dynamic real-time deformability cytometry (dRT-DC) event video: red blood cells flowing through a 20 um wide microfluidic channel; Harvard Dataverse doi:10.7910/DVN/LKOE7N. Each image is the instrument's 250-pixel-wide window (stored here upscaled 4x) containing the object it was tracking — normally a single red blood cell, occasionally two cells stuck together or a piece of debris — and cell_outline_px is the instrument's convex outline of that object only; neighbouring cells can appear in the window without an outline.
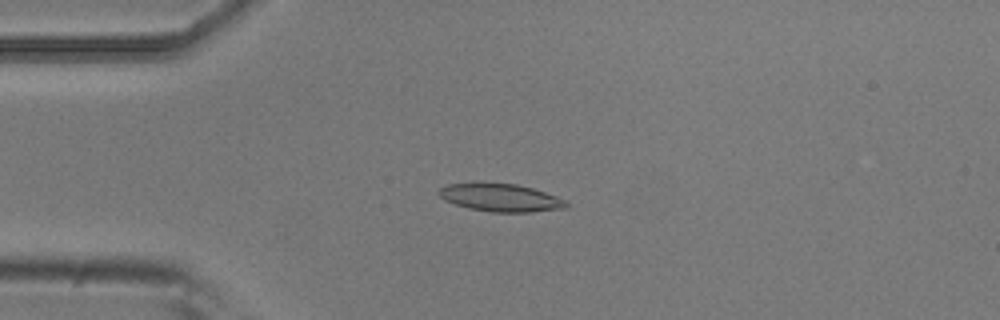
{"species": "common noctule bat (a hibernating species)", "species_latin": "Nyctalus noctula", "temperature_condition": "room temperature", "stored_images_in_passage": 5, "camera_frame_rate_fps": 3000, "um_per_image_px": 0.085, "animal": {"sex": "male", "body_mass_g": 20.5, "forearm_length_mm": 52.5}, "frame": {"image": 1, "passage_image": 3, "time_ms": 0.667, "image_size_px": [1000, 320], "cell_outline_px": [[568, 208], [532, 212], [492, 212], [468, 208], [444, 200], [436, 192], [440, 188], [448, 184], [476, 180], [516, 184], [532, 188], [568, 200]], "centroid_in_image_um": [42.52, 16.76], "position_along_channel_um": 42.5, "area_um2": 21.39}}
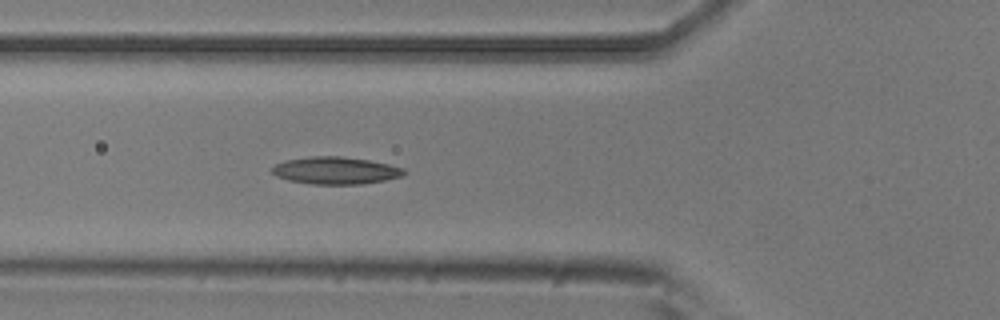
{"frame": {"image": 2, "passage_image": 5, "time_ms": 1.333, "image_size_px": [1000, 320], "cell_outline_px": [[408, 172], [404, 176], [384, 180], [360, 184], [312, 184], [288, 180], [276, 176], [272, 172], [272, 168], [276, 164], [288, 160], [312, 156], [340, 156], [368, 160], [388, 164], [404, 168]], "centroid_in_image_um": [28.56, 14.5], "position_along_channel_um": 97.2, "area_um2": 20.87}}